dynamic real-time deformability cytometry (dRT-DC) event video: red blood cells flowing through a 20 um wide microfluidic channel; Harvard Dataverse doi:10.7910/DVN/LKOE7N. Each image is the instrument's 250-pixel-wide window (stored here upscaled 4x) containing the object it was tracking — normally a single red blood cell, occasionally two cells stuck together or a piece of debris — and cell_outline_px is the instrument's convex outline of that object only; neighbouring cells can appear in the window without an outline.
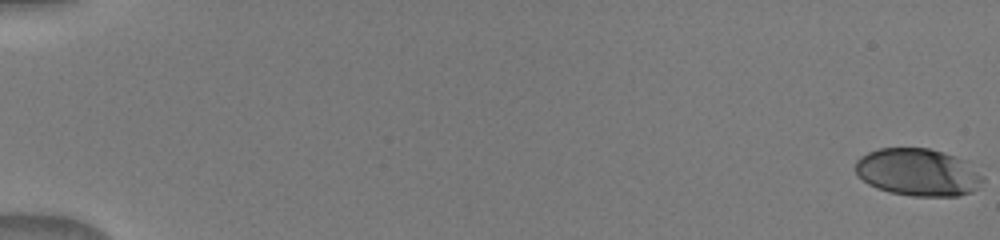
{"species": "human", "species_latin": "Homo sapiens", "temperature_condition": "warm", "stored_images_in_passage": 52, "camera_frame_rate_fps": 3000, "um_per_image_px": 0.085, "donor": {"sex": "male"}, "frame": {"image": 1, "passage_image": 1, "time_ms": 0.0, "image_size_px": [1000, 240], "cell_outline_px": [[984, 180], [972, 192], [956, 196], [912, 196], [888, 192], [876, 188], [868, 184], [856, 172], [856, 160], [860, 156], [868, 152], [880, 148], [928, 148], [944, 152], [956, 156], [964, 160], [984, 176]], "centroid_in_image_um": [78.03, 14.64], "position_along_channel_um": 7.0, "area_um2": 35.26}}
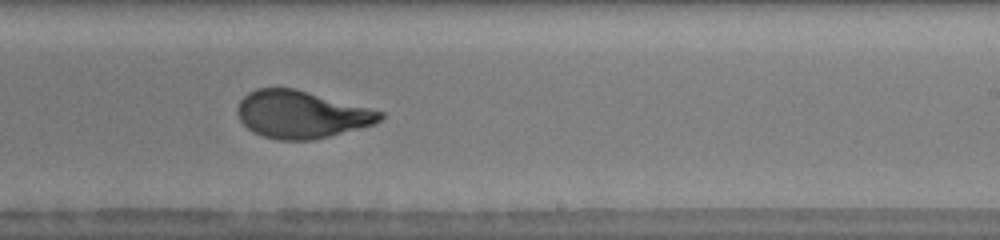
{"frame": {"image": 2, "passage_image": 34, "time_ms": 11.0, "image_size_px": [1000, 240], "cell_outline_px": [[384, 116], [376, 124], [312, 140], [280, 140], [264, 136], [252, 132], [240, 120], [236, 112], [236, 108], [240, 100], [248, 92], [256, 88], [296, 88], [384, 112]], "centroid_in_image_um": [25.59, 9.72], "position_along_channel_um": 263.4, "area_um2": 39.42}}
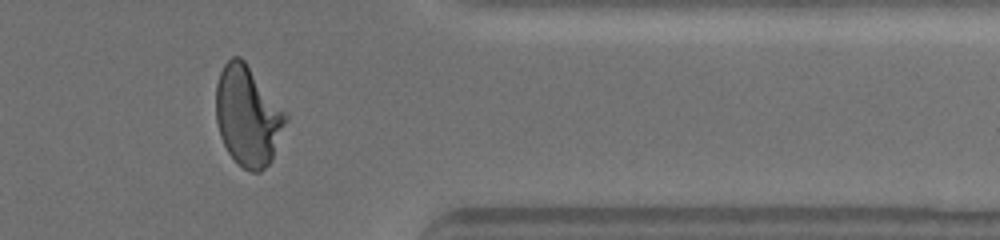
{"frame": {"image": 3, "passage_image": 44, "time_ms": 14.333, "image_size_px": [1000, 240], "cell_outline_px": [[288, 116], [272, 160], [260, 172], [252, 172], [244, 168], [228, 152], [220, 136], [216, 120], [216, 84], [220, 72], [224, 64], [232, 56], [240, 56], [244, 60], [288, 112]], "centroid_in_image_um": [21.07, 9.82], "position_along_channel_um": 390.3, "area_um2": 40.69}}